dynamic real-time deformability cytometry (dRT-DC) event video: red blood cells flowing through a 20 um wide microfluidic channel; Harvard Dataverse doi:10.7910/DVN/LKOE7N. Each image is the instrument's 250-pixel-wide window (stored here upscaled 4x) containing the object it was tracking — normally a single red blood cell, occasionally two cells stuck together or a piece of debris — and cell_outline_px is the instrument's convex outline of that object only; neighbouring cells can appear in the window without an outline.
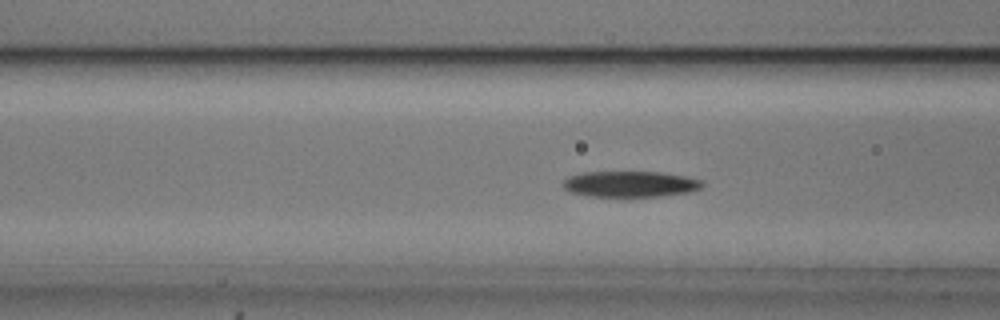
{"species": "common noctule bat (a hibernating species)", "species_latin": "Nyctalus noctula", "temperature_condition": "cold", "stored_images_in_passage": 56, "camera_frame_rate_fps": 3000, "um_per_image_px": 0.085, "animal": {"sex": "male", "body_mass_g": 20.5, "forearm_length_mm": 52.5}, "frame": {"image": 1, "passage_image": 21, "time_ms": 6.667, "image_size_px": [1000, 320], "cell_outline_px": [[704, 184], [700, 188], [692, 192], [660, 196], [592, 196], [568, 192], [564, 188], [564, 180], [568, 176], [584, 172], [660, 172], [684, 176], [704, 180]], "centroid_in_image_um": [53.6, 15.64], "position_along_channel_um": 113.0, "area_um2": 21.04}}
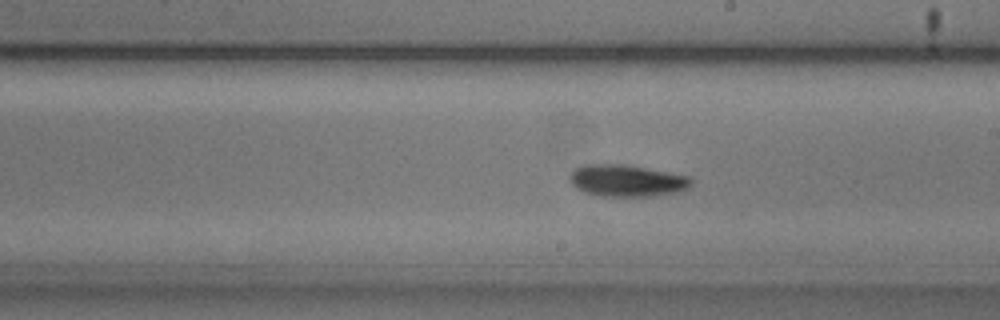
{"frame": {"image": 2, "passage_image": 31, "time_ms": 10.0, "image_size_px": [1000, 320], "cell_outline_px": [[692, 184], [688, 188], [680, 192], [652, 196], [600, 196], [584, 192], [576, 188], [568, 180], [568, 176], [576, 168], [588, 164], [620, 164], [668, 172], [688, 176], [692, 180]], "centroid_in_image_um": [53.27, 15.37], "position_along_channel_um": 235.7, "area_um2": 22.48}}
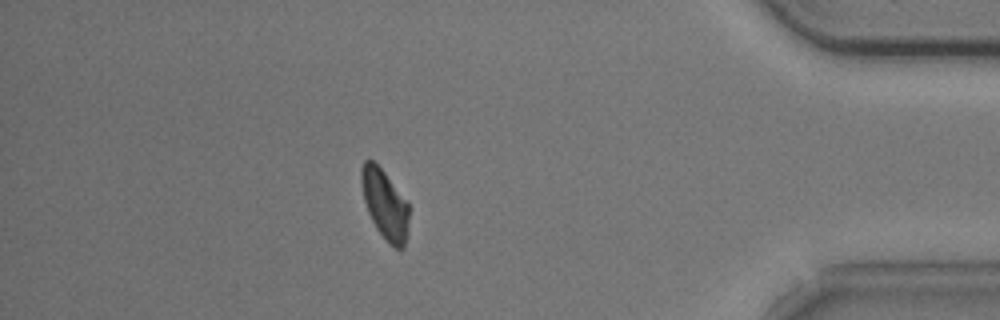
{"frame": {"image": 3, "passage_image": 48, "time_ms": 15.667, "image_size_px": [1000, 320], "cell_outline_px": [[408, 224], [404, 248], [396, 248], [388, 244], [376, 228], [368, 212], [364, 200], [360, 180], [360, 168], [364, 160], [372, 160], [384, 172], [408, 204]], "centroid_in_image_um": [32.68, 17.37], "position_along_channel_um": 402.5, "area_um2": 19.02}, "authors_computed_cell_mechanics": {"area_um2": 20.4034, "velocity_mm_per_s": 3.6768, "shape_relaxation_time_tau1_ms": 2.7494, "shape_relaxation_time_tau2_ms": null, "deformation_change_tau1": 0.1313, "deformation_change_tau2": null}}